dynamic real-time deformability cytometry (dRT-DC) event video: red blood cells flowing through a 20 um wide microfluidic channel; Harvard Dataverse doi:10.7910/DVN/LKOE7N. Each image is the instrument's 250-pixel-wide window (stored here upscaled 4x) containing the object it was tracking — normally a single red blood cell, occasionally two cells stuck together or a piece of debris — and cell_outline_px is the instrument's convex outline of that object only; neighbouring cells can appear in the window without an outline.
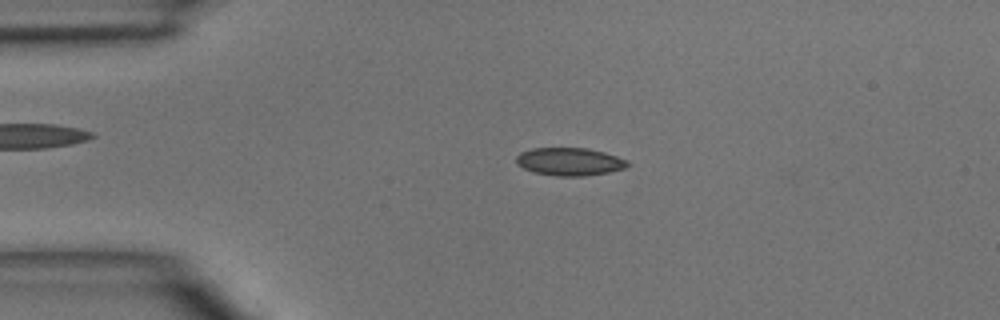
{"species": "common noctule bat (a hibernating species)", "species_latin": "Nyctalus noctula", "temperature_condition": "room temperature", "stored_images_in_passage": 46, "camera_frame_rate_fps": 3000, "um_per_image_px": 0.085, "animal": {"sex": "male", "body_mass_g": 15.6}, "frame": {"image": 1, "passage_image": 9, "time_ms": 2.667, "image_size_px": [1000, 320], "cell_outline_px": [[632, 164], [624, 168], [608, 172], [584, 176], [556, 176], [532, 172], [516, 164], [516, 156], [520, 152], [532, 148], [588, 148], [604, 152], [628, 160]], "centroid_in_image_um": [48.41, 13.74], "position_along_channel_um": 36.6, "area_um2": 18.21}}
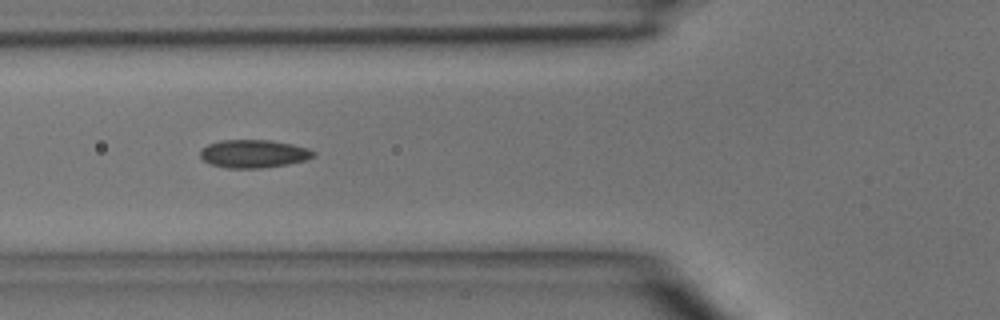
{"frame": {"image": 2, "passage_image": 16, "time_ms": 5.0, "image_size_px": [1000, 320], "cell_outline_px": [[316, 156], [304, 160], [288, 164], [260, 168], [228, 168], [212, 164], [204, 160], [200, 156], [200, 152], [208, 144], [220, 140], [272, 140], [292, 144], [308, 148], [316, 152]], "centroid_in_image_um": [21.59, 13.06], "position_along_channel_um": 104.2, "area_um2": 18.44}}
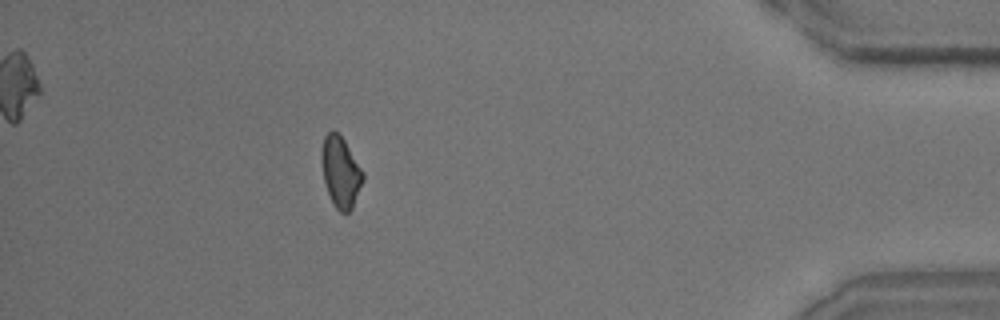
{"frame": {"image": 3, "passage_image": 41, "time_ms": 13.333, "image_size_px": [1000, 320], "cell_outline_px": [[364, 180], [352, 208], [348, 212], [340, 212], [336, 208], [328, 192], [324, 180], [320, 160], [320, 152], [324, 136], [332, 128], [344, 140], [364, 172]], "centroid_in_image_um": [28.94, 14.58], "position_along_channel_um": 406.3, "area_um2": 17.11}}